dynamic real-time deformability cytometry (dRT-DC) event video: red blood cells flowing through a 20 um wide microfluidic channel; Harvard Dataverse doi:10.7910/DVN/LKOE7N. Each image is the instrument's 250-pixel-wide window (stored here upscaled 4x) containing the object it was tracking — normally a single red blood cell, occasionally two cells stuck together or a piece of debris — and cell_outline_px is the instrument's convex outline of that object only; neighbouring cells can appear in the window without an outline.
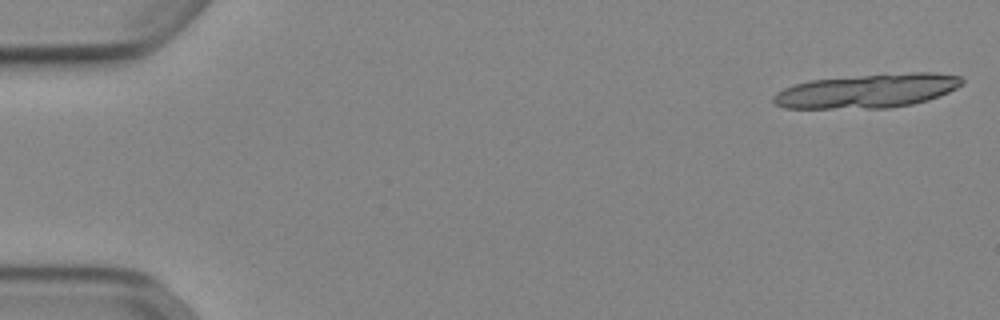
{"species": "Egyptian fruit bat (a non-hibernating species)", "species_latin": "Rousettus aegyptiacus", "temperature_condition": "cold", "stored_images_in_passage": 18, "camera_frame_rate_fps": 3000, "um_per_image_px": 0.085, "animal": {"sex": "female"}, "frame": {"image": 1, "passage_image": 1, "time_ms": 0.0, "image_size_px": [1000, 320], "cell_outline_px": [[964, 84], [948, 92], [928, 100], [912, 104], [888, 108], [784, 108], [776, 104], [772, 100], [772, 96], [776, 92], [792, 84], [812, 80], [908, 72], [936, 72], [960, 76], [964, 80]], "centroid_in_image_um": [73.74, 7.73], "position_along_channel_um": 11.3, "area_um2": 37.34}}